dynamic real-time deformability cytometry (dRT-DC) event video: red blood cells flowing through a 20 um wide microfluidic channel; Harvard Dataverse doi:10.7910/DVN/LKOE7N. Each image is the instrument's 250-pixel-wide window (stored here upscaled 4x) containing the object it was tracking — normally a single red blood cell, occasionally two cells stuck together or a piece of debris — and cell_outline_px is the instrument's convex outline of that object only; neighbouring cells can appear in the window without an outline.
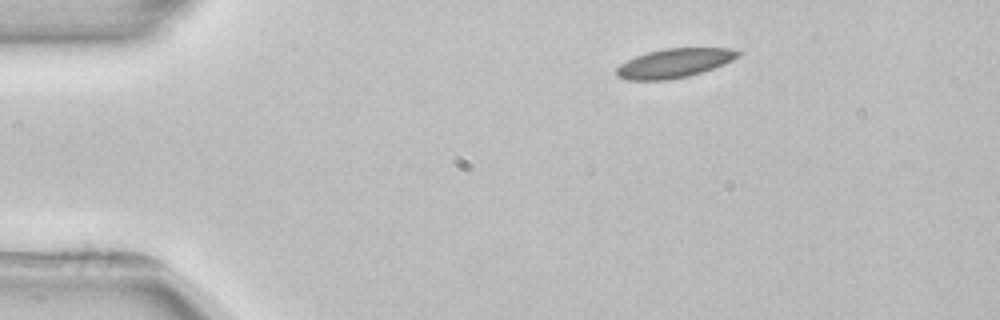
{"species": "common noctule bat (a hibernating species)", "species_latin": "Nyctalus noctula", "temperature_condition": "room temperature", "stored_images_in_passage": 4, "camera_frame_rate_fps": 3000, "um_per_image_px": 0.085, "animal": {"sex": "female", "body_mass_g": 22.7, "forearm_length_mm": 54.2}, "frame": {"image": 1, "passage_image": 1, "time_ms": 0.0, "image_size_px": [1000, 320], "cell_outline_px": [[744, 52], [740, 56], [724, 64], [688, 76], [668, 80], [628, 80], [616, 76], [616, 68], [620, 64], [636, 56], [648, 52], [664, 48], [728, 48]], "centroid_in_image_um": [57.32, 5.36], "position_along_channel_um": 27.7, "area_um2": 20.58}}
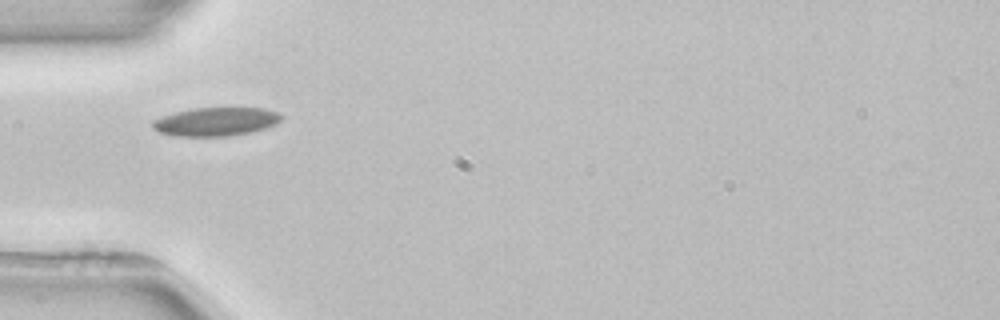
{"frame": {"image": 2, "passage_image": 3, "time_ms": 2.667, "image_size_px": [1000, 320], "cell_outline_px": [[284, 116], [276, 124], [252, 132], [228, 136], [176, 136], [156, 132], [152, 128], [152, 120], [160, 116], [192, 108], [264, 108], [280, 112]], "centroid_in_image_um": [18.33, 10.34], "position_along_channel_um": 66.7, "area_um2": 21.68}}